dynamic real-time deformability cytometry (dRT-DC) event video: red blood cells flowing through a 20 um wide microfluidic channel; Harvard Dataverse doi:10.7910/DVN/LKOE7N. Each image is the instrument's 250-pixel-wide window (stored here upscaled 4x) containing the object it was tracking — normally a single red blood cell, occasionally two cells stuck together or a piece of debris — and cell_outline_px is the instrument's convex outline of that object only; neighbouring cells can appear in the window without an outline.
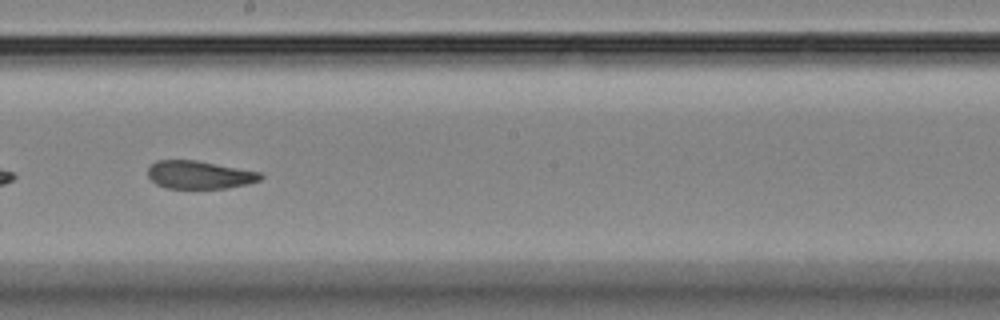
{"species": "Egyptian fruit bat (a non-hibernating species)", "species_latin": "Rousettus aegyptiacus", "temperature_condition": "room temperature", "stored_images_in_passage": 37, "camera_frame_rate_fps": 3000, "um_per_image_px": 0.085, "animal": {"sex": "female"}, "frame": {"image": 1, "passage_image": 16, "time_ms": 5.0, "image_size_px": [1000, 320], "cell_outline_px": [[264, 176], [260, 180], [248, 184], [224, 188], [164, 188], [156, 184], [148, 176], [148, 164], [156, 160], [196, 160], [260, 172]], "centroid_in_image_um": [16.91, 14.85], "position_along_channel_um": 231.3, "area_um2": 18.44}}
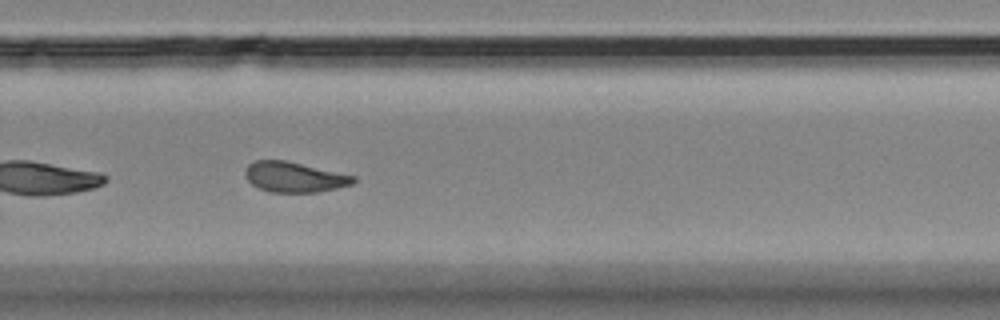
{"frame": {"image": 2, "passage_image": 22, "time_ms": 7.0, "image_size_px": [1000, 320], "cell_outline_px": [[356, 180], [352, 184], [336, 188], [316, 192], [272, 192], [260, 188], [252, 184], [248, 180], [244, 172], [244, 168], [248, 164], [256, 160], [284, 160], [356, 176]], "centroid_in_image_um": [25.0, 15.04], "position_along_channel_um": 304.8, "area_um2": 18.9}, "authors_computed_cell_mechanics": {"area_um2": 19.2474, "velocity_mm_per_s": 3.6866, "shape_relaxation_time_tau1_ms": 8.3327, "shape_relaxation_time_tau2_ms": 1.4116, "deformation_change_tau1": 0.1723, "deformation_change_tau2": 0.0714}}